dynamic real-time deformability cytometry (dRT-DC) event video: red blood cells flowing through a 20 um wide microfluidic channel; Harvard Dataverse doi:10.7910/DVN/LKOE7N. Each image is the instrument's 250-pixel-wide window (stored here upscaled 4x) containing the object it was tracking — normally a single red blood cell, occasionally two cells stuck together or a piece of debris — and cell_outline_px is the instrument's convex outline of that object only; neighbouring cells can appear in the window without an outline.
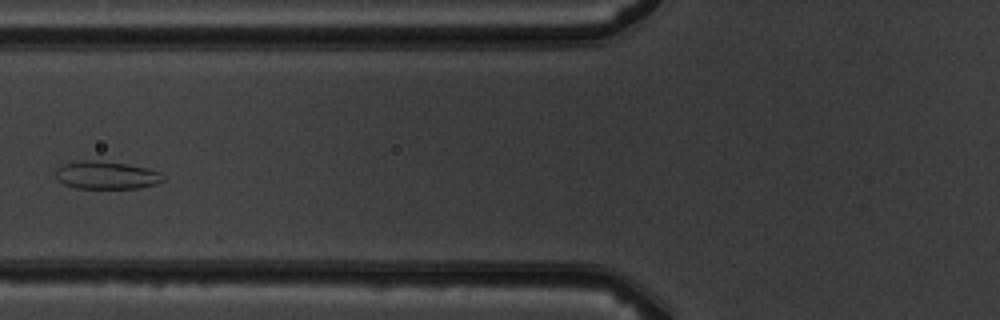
{"species": "common noctule bat (a hibernating species)", "species_latin": "Nyctalus noctula", "temperature_condition": "warm", "stored_images_in_passage": 6, "camera_frame_rate_fps": 3000, "um_per_image_px": 0.085, "animal": {"sex": "male", "body_mass_g": 19.5, "forearm_length_mm": 54.6}, "frame": {"image": 1, "passage_image": 5, "time_ms": 4.667, "image_size_px": [1000, 320], "cell_outline_px": [[164, 180], [156, 184], [140, 188], [76, 188], [64, 184], [56, 176], [56, 168], [64, 164], [84, 160], [92, 160], [124, 164], [148, 168], [160, 172], [164, 176]], "centroid_in_image_um": [9.07, 14.9], "position_along_channel_um": 116.7, "area_um2": 17.22}}